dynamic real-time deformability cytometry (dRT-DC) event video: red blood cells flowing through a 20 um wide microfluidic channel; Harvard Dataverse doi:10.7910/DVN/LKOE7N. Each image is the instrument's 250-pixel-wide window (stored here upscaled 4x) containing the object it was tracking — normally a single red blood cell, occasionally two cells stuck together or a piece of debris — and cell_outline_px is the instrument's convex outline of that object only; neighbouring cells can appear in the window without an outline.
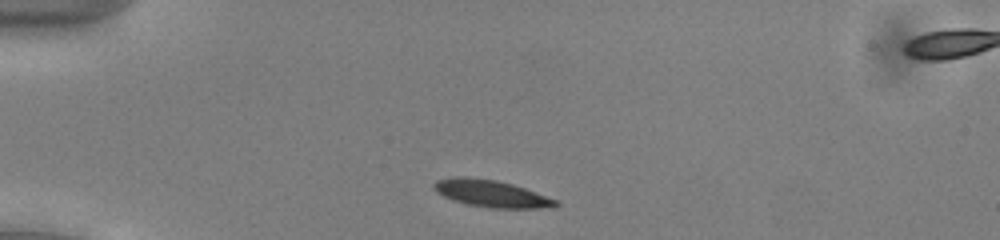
{"species": "common noctule bat (a hibernating species)", "species_latin": "Nyctalus noctula", "temperature_condition": "cold", "stored_images_in_passage": 43, "camera_frame_rate_fps": 3000, "um_per_image_px": 0.085, "animal": {"sex": "male", "body_mass_g": 13.0, "forearm_length_mm": 53.1}, "frame": {"image": 1, "passage_image": 3, "time_ms": 0.667, "image_size_px": [1000, 240], "cell_outline_px": [[560, 204], [556, 208], [488, 208], [468, 204], [452, 200], [436, 192], [432, 188], [432, 184], [436, 180], [456, 176], [460, 176], [496, 180], [512, 184], [524, 188], [556, 200]], "centroid_in_image_um": [41.73, 16.46], "position_along_channel_um": 43.3, "area_um2": 19.19}}
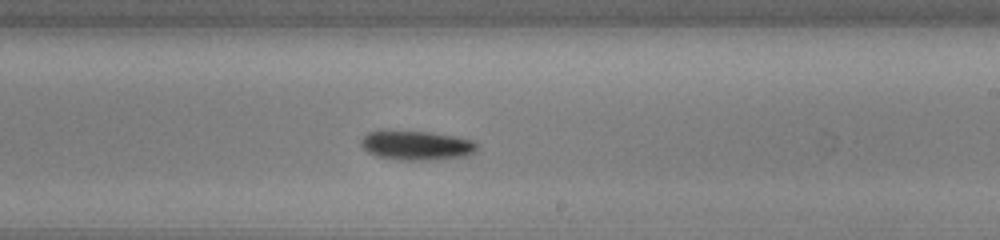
{"frame": {"image": 2, "passage_image": 22, "time_ms": 7.0, "image_size_px": [1000, 240], "cell_outline_px": [[480, 144], [468, 156], [428, 160], [396, 160], [376, 156], [368, 152], [360, 144], [360, 140], [368, 132], [380, 128], [384, 128], [428, 132], [456, 136], [476, 140]], "centroid_in_image_um": [35.36, 12.32], "position_along_channel_um": 253.6, "area_um2": 20.63}}
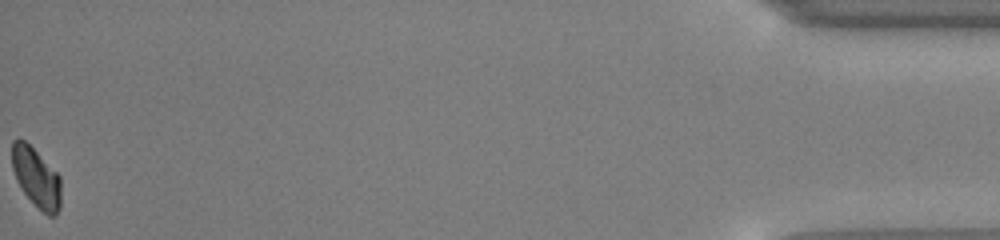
{"frame": {"image": 3, "passage_image": 43, "time_ms": 14.0, "image_size_px": [1000, 240], "cell_outline_px": [[60, 208], [56, 216], [48, 216], [24, 192], [16, 180], [12, 168], [12, 140], [24, 140], [60, 176]], "centroid_in_image_um": [3.08, 15.11], "position_along_channel_um": 432.1, "area_um2": 16.53}, "authors_computed_cell_mechanics": {"area_um2": 19.1896, "velocity_mm_per_s": 3.8701, "shape_relaxation_time_tau1_ms": 2.1978, "shape_relaxation_time_tau2_ms": null, "deformation_change_tau1": 0.0941, "deformation_change_tau2": null}}